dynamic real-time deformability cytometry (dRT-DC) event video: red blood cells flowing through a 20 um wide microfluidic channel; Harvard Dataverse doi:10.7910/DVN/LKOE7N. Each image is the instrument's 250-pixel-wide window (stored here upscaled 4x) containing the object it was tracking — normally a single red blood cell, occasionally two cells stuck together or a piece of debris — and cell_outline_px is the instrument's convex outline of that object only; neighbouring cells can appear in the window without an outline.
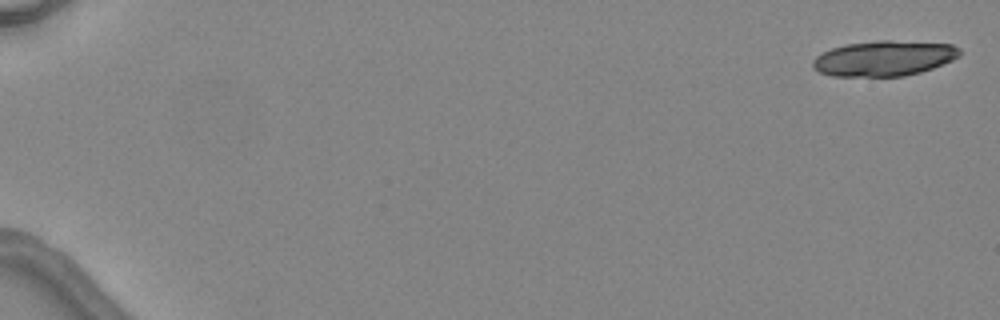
{"species": "common noctule bat (a hibernating species)", "species_latin": "Nyctalus noctula", "temperature_condition": "warm", "stored_images_in_passage": 6, "camera_frame_rate_fps": 3000, "um_per_image_px": 0.085, "animal": {"sex": "female", "body_mass_g": 24.6, "forearm_length_mm": 56.2}, "frame": {"image": 1, "passage_image": 1, "time_ms": 0.0, "image_size_px": [1000, 320], "cell_outline_px": [[960, 56], [944, 64], [920, 72], [904, 76], [832, 76], [820, 72], [812, 68], [812, 60], [816, 56], [832, 48], [844, 44], [880, 40], [892, 40], [952, 44], [960, 48]], "centroid_in_image_um": [75.14, 4.95], "position_along_channel_um": 9.9, "area_um2": 30.35}}
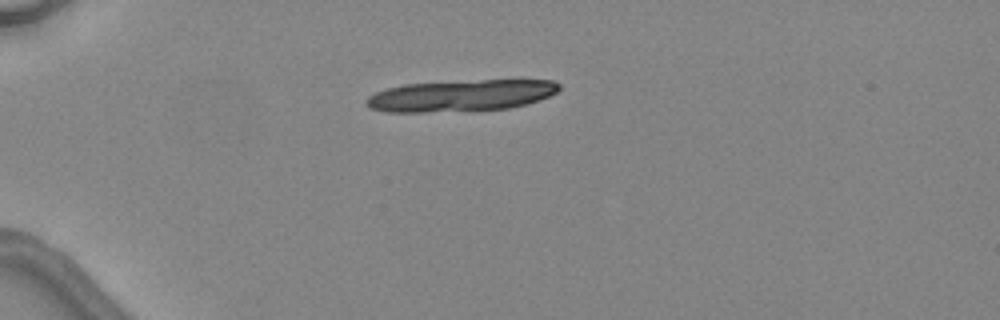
{"frame": {"image": 2, "passage_image": 4, "time_ms": 4.333, "image_size_px": [1000, 320], "cell_outline_px": [[560, 88], [556, 92], [548, 96], [524, 104], [508, 108], [424, 112], [388, 112], [372, 108], [364, 104], [364, 100], [368, 96], [376, 92], [388, 88], [404, 84], [480, 80], [552, 80], [560, 84]], "centroid_in_image_um": [39.14, 8.12], "position_along_channel_um": 45.9, "area_um2": 34.97}}